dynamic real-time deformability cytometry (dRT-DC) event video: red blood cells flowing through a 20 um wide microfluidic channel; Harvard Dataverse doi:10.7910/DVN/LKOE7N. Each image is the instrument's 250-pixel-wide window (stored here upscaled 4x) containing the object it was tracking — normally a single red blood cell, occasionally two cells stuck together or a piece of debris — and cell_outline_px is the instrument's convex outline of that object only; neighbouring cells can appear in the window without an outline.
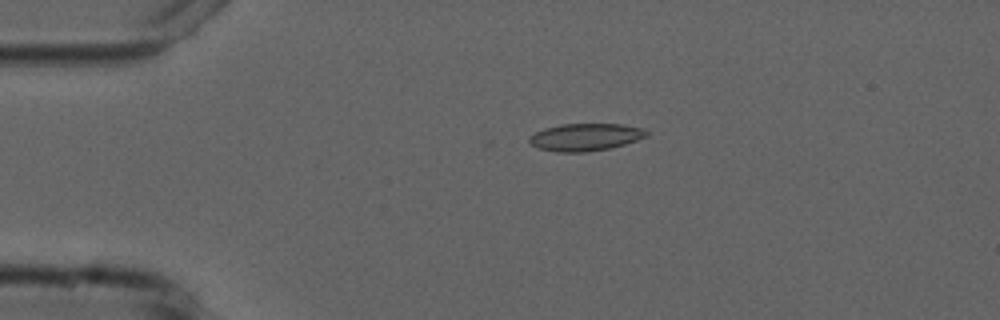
{"species": "common noctule bat (a hibernating species)", "species_latin": "Nyctalus noctula", "temperature_condition": "cold", "stored_images_in_passage": 2, "camera_frame_rate_fps": 3000, "um_per_image_px": 0.085, "animal": {"sex": "male", "forearm_length_mm": 52.5}, "frame": {"image": 1, "passage_image": 1, "time_ms": 0.0, "image_size_px": [1000, 320], "cell_outline_px": [[648, 136], [624, 144], [608, 148], [584, 152], [556, 152], [540, 148], [532, 144], [528, 140], [528, 136], [544, 128], [560, 124], [624, 124], [644, 128], [648, 132]], "centroid_in_image_um": [49.76, 11.64], "position_along_channel_um": 35.2, "area_um2": 18.67}}